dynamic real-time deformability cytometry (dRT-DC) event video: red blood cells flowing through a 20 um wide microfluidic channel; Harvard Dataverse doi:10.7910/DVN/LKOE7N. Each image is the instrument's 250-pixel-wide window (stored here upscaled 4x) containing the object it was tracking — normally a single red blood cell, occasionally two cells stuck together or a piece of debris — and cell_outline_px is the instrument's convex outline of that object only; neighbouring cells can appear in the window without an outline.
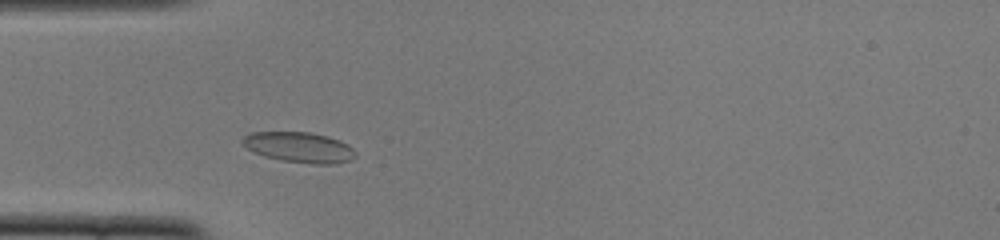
{"species": "common noctule bat (a hibernating species)", "species_latin": "Nyctalus noctula", "temperature_condition": "cold", "stored_images_in_passage": 39, "camera_frame_rate_fps": 3000, "um_per_image_px": 0.085, "animal": {"sex": "female", "body_mass_g": 22.0, "forearm_length_mm": 56.7}, "frame": {"image": 1, "passage_image": 6, "time_ms": 1.667, "image_size_px": [1000, 240], "cell_outline_px": [[356, 156], [352, 160], [336, 164], [312, 164], [280, 160], [264, 156], [248, 148], [240, 140], [244, 136], [252, 132], [308, 132], [328, 136], [340, 140], [348, 144], [356, 152]], "centroid_in_image_um": [25.48, 12.52], "position_along_channel_um": 59.5, "area_um2": 20.11}}
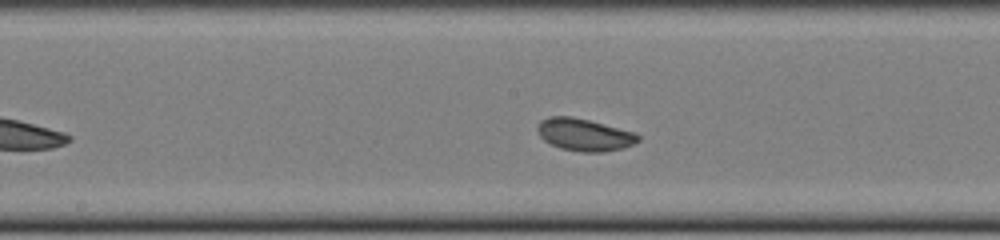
{"frame": {"image": 2, "passage_image": 17, "time_ms": 5.333, "image_size_px": [1000, 240], "cell_outline_px": [[640, 140], [624, 148], [604, 152], [584, 152], [560, 148], [544, 140], [540, 136], [536, 128], [540, 120], [548, 116], [572, 116], [636, 132], [640, 136]], "centroid_in_image_um": [49.67, 11.44], "position_along_channel_um": 198.5, "area_um2": 19.02}}
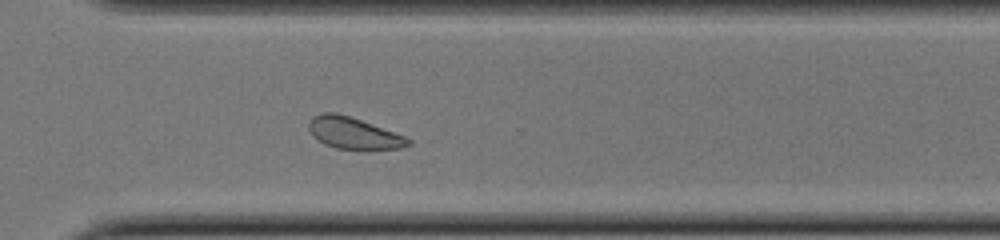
{"frame": {"image": 3, "passage_image": 28, "time_ms": 9.0, "image_size_px": [1000, 240], "cell_outline_px": [[412, 144], [400, 148], [368, 152], [336, 148], [324, 144], [316, 140], [312, 136], [308, 128], [308, 124], [312, 116], [324, 112], [336, 112], [372, 124], [404, 136], [412, 140]], "centroid_in_image_um": [30.05, 11.37], "position_along_channel_um": 340.5, "area_um2": 18.9}}